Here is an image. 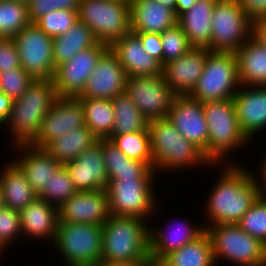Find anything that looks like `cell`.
<instances>
[{
  "mask_svg": "<svg viewBox=\"0 0 266 266\" xmlns=\"http://www.w3.org/2000/svg\"><path fill=\"white\" fill-rule=\"evenodd\" d=\"M109 48L117 56L127 76L162 75L163 66L146 53L140 38L135 33L129 32Z\"/></svg>",
  "mask_w": 266,
  "mask_h": 266,
  "instance_id": "obj_24",
  "label": "cell"
},
{
  "mask_svg": "<svg viewBox=\"0 0 266 266\" xmlns=\"http://www.w3.org/2000/svg\"><path fill=\"white\" fill-rule=\"evenodd\" d=\"M98 141V138L86 126L52 140L44 149L61 165L75 160L87 148Z\"/></svg>",
  "mask_w": 266,
  "mask_h": 266,
  "instance_id": "obj_32",
  "label": "cell"
},
{
  "mask_svg": "<svg viewBox=\"0 0 266 266\" xmlns=\"http://www.w3.org/2000/svg\"><path fill=\"white\" fill-rule=\"evenodd\" d=\"M197 0H176L175 14L178 17L185 11L189 10Z\"/></svg>",
  "mask_w": 266,
  "mask_h": 266,
  "instance_id": "obj_52",
  "label": "cell"
},
{
  "mask_svg": "<svg viewBox=\"0 0 266 266\" xmlns=\"http://www.w3.org/2000/svg\"><path fill=\"white\" fill-rule=\"evenodd\" d=\"M23 237L52 244L59 223V208L36 198L19 212Z\"/></svg>",
  "mask_w": 266,
  "mask_h": 266,
  "instance_id": "obj_25",
  "label": "cell"
},
{
  "mask_svg": "<svg viewBox=\"0 0 266 266\" xmlns=\"http://www.w3.org/2000/svg\"><path fill=\"white\" fill-rule=\"evenodd\" d=\"M130 24L133 33H163L177 23L172 8L159 0H130Z\"/></svg>",
  "mask_w": 266,
  "mask_h": 266,
  "instance_id": "obj_26",
  "label": "cell"
},
{
  "mask_svg": "<svg viewBox=\"0 0 266 266\" xmlns=\"http://www.w3.org/2000/svg\"><path fill=\"white\" fill-rule=\"evenodd\" d=\"M83 106L85 126L98 139H107L114 126L115 115L110 99L78 98Z\"/></svg>",
  "mask_w": 266,
  "mask_h": 266,
  "instance_id": "obj_34",
  "label": "cell"
},
{
  "mask_svg": "<svg viewBox=\"0 0 266 266\" xmlns=\"http://www.w3.org/2000/svg\"><path fill=\"white\" fill-rule=\"evenodd\" d=\"M78 20L91 29L98 42L110 47L131 32L129 1L80 0Z\"/></svg>",
  "mask_w": 266,
  "mask_h": 266,
  "instance_id": "obj_10",
  "label": "cell"
},
{
  "mask_svg": "<svg viewBox=\"0 0 266 266\" xmlns=\"http://www.w3.org/2000/svg\"><path fill=\"white\" fill-rule=\"evenodd\" d=\"M167 119L207 157L209 134L202 102L188 95L175 96Z\"/></svg>",
  "mask_w": 266,
  "mask_h": 266,
  "instance_id": "obj_16",
  "label": "cell"
},
{
  "mask_svg": "<svg viewBox=\"0 0 266 266\" xmlns=\"http://www.w3.org/2000/svg\"><path fill=\"white\" fill-rule=\"evenodd\" d=\"M241 163L219 164V176L205 200V226L237 224L260 197L253 170ZM218 179V180H217Z\"/></svg>",
  "mask_w": 266,
  "mask_h": 266,
  "instance_id": "obj_1",
  "label": "cell"
},
{
  "mask_svg": "<svg viewBox=\"0 0 266 266\" xmlns=\"http://www.w3.org/2000/svg\"><path fill=\"white\" fill-rule=\"evenodd\" d=\"M241 86H266V46L251 36L236 52Z\"/></svg>",
  "mask_w": 266,
  "mask_h": 266,
  "instance_id": "obj_28",
  "label": "cell"
},
{
  "mask_svg": "<svg viewBox=\"0 0 266 266\" xmlns=\"http://www.w3.org/2000/svg\"><path fill=\"white\" fill-rule=\"evenodd\" d=\"M77 191L106 190L108 175L105 168L102 139L87 148L75 160L64 165Z\"/></svg>",
  "mask_w": 266,
  "mask_h": 266,
  "instance_id": "obj_21",
  "label": "cell"
},
{
  "mask_svg": "<svg viewBox=\"0 0 266 266\" xmlns=\"http://www.w3.org/2000/svg\"><path fill=\"white\" fill-rule=\"evenodd\" d=\"M82 126H85V116L81 101L77 97L58 96L30 144L45 148L52 140Z\"/></svg>",
  "mask_w": 266,
  "mask_h": 266,
  "instance_id": "obj_15",
  "label": "cell"
},
{
  "mask_svg": "<svg viewBox=\"0 0 266 266\" xmlns=\"http://www.w3.org/2000/svg\"><path fill=\"white\" fill-rule=\"evenodd\" d=\"M20 214L7 206L0 207V241L8 249L22 239ZM11 244V245H10Z\"/></svg>",
  "mask_w": 266,
  "mask_h": 266,
  "instance_id": "obj_43",
  "label": "cell"
},
{
  "mask_svg": "<svg viewBox=\"0 0 266 266\" xmlns=\"http://www.w3.org/2000/svg\"><path fill=\"white\" fill-rule=\"evenodd\" d=\"M58 97L52 80H34L26 92L13 100L7 128L11 146L30 144L39 134L42 121Z\"/></svg>",
  "mask_w": 266,
  "mask_h": 266,
  "instance_id": "obj_3",
  "label": "cell"
},
{
  "mask_svg": "<svg viewBox=\"0 0 266 266\" xmlns=\"http://www.w3.org/2000/svg\"><path fill=\"white\" fill-rule=\"evenodd\" d=\"M240 86L235 52L210 51L203 73L188 96L202 103L233 99Z\"/></svg>",
  "mask_w": 266,
  "mask_h": 266,
  "instance_id": "obj_9",
  "label": "cell"
},
{
  "mask_svg": "<svg viewBox=\"0 0 266 266\" xmlns=\"http://www.w3.org/2000/svg\"><path fill=\"white\" fill-rule=\"evenodd\" d=\"M13 106V100L0 92V127L8 120Z\"/></svg>",
  "mask_w": 266,
  "mask_h": 266,
  "instance_id": "obj_49",
  "label": "cell"
},
{
  "mask_svg": "<svg viewBox=\"0 0 266 266\" xmlns=\"http://www.w3.org/2000/svg\"><path fill=\"white\" fill-rule=\"evenodd\" d=\"M77 192L71 180L70 173L64 165L50 178L47 187L37 195L38 198L59 208L66 200Z\"/></svg>",
  "mask_w": 266,
  "mask_h": 266,
  "instance_id": "obj_38",
  "label": "cell"
},
{
  "mask_svg": "<svg viewBox=\"0 0 266 266\" xmlns=\"http://www.w3.org/2000/svg\"><path fill=\"white\" fill-rule=\"evenodd\" d=\"M244 11L252 18L266 16V0H238Z\"/></svg>",
  "mask_w": 266,
  "mask_h": 266,
  "instance_id": "obj_47",
  "label": "cell"
},
{
  "mask_svg": "<svg viewBox=\"0 0 266 266\" xmlns=\"http://www.w3.org/2000/svg\"><path fill=\"white\" fill-rule=\"evenodd\" d=\"M34 80L22 67L0 72V92L16 100L26 92Z\"/></svg>",
  "mask_w": 266,
  "mask_h": 266,
  "instance_id": "obj_42",
  "label": "cell"
},
{
  "mask_svg": "<svg viewBox=\"0 0 266 266\" xmlns=\"http://www.w3.org/2000/svg\"><path fill=\"white\" fill-rule=\"evenodd\" d=\"M4 205L2 187L0 185V207Z\"/></svg>",
  "mask_w": 266,
  "mask_h": 266,
  "instance_id": "obj_55",
  "label": "cell"
},
{
  "mask_svg": "<svg viewBox=\"0 0 266 266\" xmlns=\"http://www.w3.org/2000/svg\"><path fill=\"white\" fill-rule=\"evenodd\" d=\"M209 52L207 48L192 47L179 58L163 65L164 80L176 96H186L192 92L203 73Z\"/></svg>",
  "mask_w": 266,
  "mask_h": 266,
  "instance_id": "obj_20",
  "label": "cell"
},
{
  "mask_svg": "<svg viewBox=\"0 0 266 266\" xmlns=\"http://www.w3.org/2000/svg\"><path fill=\"white\" fill-rule=\"evenodd\" d=\"M126 78L124 68L109 48L97 61L83 92L77 98L111 100L116 95L125 93Z\"/></svg>",
  "mask_w": 266,
  "mask_h": 266,
  "instance_id": "obj_17",
  "label": "cell"
},
{
  "mask_svg": "<svg viewBox=\"0 0 266 266\" xmlns=\"http://www.w3.org/2000/svg\"><path fill=\"white\" fill-rule=\"evenodd\" d=\"M20 67V58L14 39L0 38V72Z\"/></svg>",
  "mask_w": 266,
  "mask_h": 266,
  "instance_id": "obj_45",
  "label": "cell"
},
{
  "mask_svg": "<svg viewBox=\"0 0 266 266\" xmlns=\"http://www.w3.org/2000/svg\"><path fill=\"white\" fill-rule=\"evenodd\" d=\"M172 222L171 220L170 224L166 223L168 227L162 229L161 226L157 228L149 223V254L154 266L172 251L194 241L205 231L203 223L195 224L191 221L186 223L185 219H180V222L175 221V224Z\"/></svg>",
  "mask_w": 266,
  "mask_h": 266,
  "instance_id": "obj_19",
  "label": "cell"
},
{
  "mask_svg": "<svg viewBox=\"0 0 266 266\" xmlns=\"http://www.w3.org/2000/svg\"><path fill=\"white\" fill-rule=\"evenodd\" d=\"M89 266H154L151 261H137V262H112V261H99L96 264Z\"/></svg>",
  "mask_w": 266,
  "mask_h": 266,
  "instance_id": "obj_51",
  "label": "cell"
},
{
  "mask_svg": "<svg viewBox=\"0 0 266 266\" xmlns=\"http://www.w3.org/2000/svg\"><path fill=\"white\" fill-rule=\"evenodd\" d=\"M216 266L224 261L234 266H266V245L247 234L238 224L205 226Z\"/></svg>",
  "mask_w": 266,
  "mask_h": 266,
  "instance_id": "obj_6",
  "label": "cell"
},
{
  "mask_svg": "<svg viewBox=\"0 0 266 266\" xmlns=\"http://www.w3.org/2000/svg\"><path fill=\"white\" fill-rule=\"evenodd\" d=\"M156 266H216L208 234L204 231L194 241L165 256Z\"/></svg>",
  "mask_w": 266,
  "mask_h": 266,
  "instance_id": "obj_33",
  "label": "cell"
},
{
  "mask_svg": "<svg viewBox=\"0 0 266 266\" xmlns=\"http://www.w3.org/2000/svg\"><path fill=\"white\" fill-rule=\"evenodd\" d=\"M17 152L12 159L23 171L30 187L38 195L48 181L62 166L44 148L31 144H18L12 147Z\"/></svg>",
  "mask_w": 266,
  "mask_h": 266,
  "instance_id": "obj_23",
  "label": "cell"
},
{
  "mask_svg": "<svg viewBox=\"0 0 266 266\" xmlns=\"http://www.w3.org/2000/svg\"><path fill=\"white\" fill-rule=\"evenodd\" d=\"M155 183L156 179L108 180L106 192L111 215L151 220L159 212Z\"/></svg>",
  "mask_w": 266,
  "mask_h": 266,
  "instance_id": "obj_8",
  "label": "cell"
},
{
  "mask_svg": "<svg viewBox=\"0 0 266 266\" xmlns=\"http://www.w3.org/2000/svg\"><path fill=\"white\" fill-rule=\"evenodd\" d=\"M237 224L266 245V196L260 195Z\"/></svg>",
  "mask_w": 266,
  "mask_h": 266,
  "instance_id": "obj_40",
  "label": "cell"
},
{
  "mask_svg": "<svg viewBox=\"0 0 266 266\" xmlns=\"http://www.w3.org/2000/svg\"><path fill=\"white\" fill-rule=\"evenodd\" d=\"M53 247L64 266H89L102 260V225L59 222Z\"/></svg>",
  "mask_w": 266,
  "mask_h": 266,
  "instance_id": "obj_7",
  "label": "cell"
},
{
  "mask_svg": "<svg viewBox=\"0 0 266 266\" xmlns=\"http://www.w3.org/2000/svg\"><path fill=\"white\" fill-rule=\"evenodd\" d=\"M78 21V10L58 9L41 16L35 24L49 37L65 34Z\"/></svg>",
  "mask_w": 266,
  "mask_h": 266,
  "instance_id": "obj_39",
  "label": "cell"
},
{
  "mask_svg": "<svg viewBox=\"0 0 266 266\" xmlns=\"http://www.w3.org/2000/svg\"><path fill=\"white\" fill-rule=\"evenodd\" d=\"M125 93L148 121L168 118L176 96L163 75L127 76Z\"/></svg>",
  "mask_w": 266,
  "mask_h": 266,
  "instance_id": "obj_13",
  "label": "cell"
},
{
  "mask_svg": "<svg viewBox=\"0 0 266 266\" xmlns=\"http://www.w3.org/2000/svg\"><path fill=\"white\" fill-rule=\"evenodd\" d=\"M7 248L5 247V245L2 244V242L0 241V257L2 259V257L4 258L5 256H2L4 251L6 250Z\"/></svg>",
  "mask_w": 266,
  "mask_h": 266,
  "instance_id": "obj_54",
  "label": "cell"
},
{
  "mask_svg": "<svg viewBox=\"0 0 266 266\" xmlns=\"http://www.w3.org/2000/svg\"><path fill=\"white\" fill-rule=\"evenodd\" d=\"M163 5L175 11L176 0H159Z\"/></svg>",
  "mask_w": 266,
  "mask_h": 266,
  "instance_id": "obj_53",
  "label": "cell"
},
{
  "mask_svg": "<svg viewBox=\"0 0 266 266\" xmlns=\"http://www.w3.org/2000/svg\"><path fill=\"white\" fill-rule=\"evenodd\" d=\"M0 169V185L2 187L4 205L20 212L33 202L37 195L30 187L23 171L12 160H8Z\"/></svg>",
  "mask_w": 266,
  "mask_h": 266,
  "instance_id": "obj_30",
  "label": "cell"
},
{
  "mask_svg": "<svg viewBox=\"0 0 266 266\" xmlns=\"http://www.w3.org/2000/svg\"><path fill=\"white\" fill-rule=\"evenodd\" d=\"M109 46L98 42L94 46L81 50L70 60L55 69L53 84L60 97H78L84 90L100 57Z\"/></svg>",
  "mask_w": 266,
  "mask_h": 266,
  "instance_id": "obj_14",
  "label": "cell"
},
{
  "mask_svg": "<svg viewBox=\"0 0 266 266\" xmlns=\"http://www.w3.org/2000/svg\"><path fill=\"white\" fill-rule=\"evenodd\" d=\"M13 39L23 70L35 80H52L56 69L53 60V38L34 22H30Z\"/></svg>",
  "mask_w": 266,
  "mask_h": 266,
  "instance_id": "obj_12",
  "label": "cell"
},
{
  "mask_svg": "<svg viewBox=\"0 0 266 266\" xmlns=\"http://www.w3.org/2000/svg\"><path fill=\"white\" fill-rule=\"evenodd\" d=\"M141 40L147 54L157 59L163 66V46L158 33H135Z\"/></svg>",
  "mask_w": 266,
  "mask_h": 266,
  "instance_id": "obj_46",
  "label": "cell"
},
{
  "mask_svg": "<svg viewBox=\"0 0 266 266\" xmlns=\"http://www.w3.org/2000/svg\"><path fill=\"white\" fill-rule=\"evenodd\" d=\"M148 132L153 169L157 175L165 173L164 171L169 175L170 171L180 172L181 169L183 171L187 168L207 169V166L209 169L218 170L219 164H212L204 153L186 140L167 118L149 121Z\"/></svg>",
  "mask_w": 266,
  "mask_h": 266,
  "instance_id": "obj_2",
  "label": "cell"
},
{
  "mask_svg": "<svg viewBox=\"0 0 266 266\" xmlns=\"http://www.w3.org/2000/svg\"><path fill=\"white\" fill-rule=\"evenodd\" d=\"M202 105L209 134L207 158L212 164L239 163L231 153L248 147L251 141L240 128L233 99L207 101Z\"/></svg>",
  "mask_w": 266,
  "mask_h": 266,
  "instance_id": "obj_4",
  "label": "cell"
},
{
  "mask_svg": "<svg viewBox=\"0 0 266 266\" xmlns=\"http://www.w3.org/2000/svg\"><path fill=\"white\" fill-rule=\"evenodd\" d=\"M98 41L91 29L78 20L65 34L53 38L55 68L70 60L81 50L90 48Z\"/></svg>",
  "mask_w": 266,
  "mask_h": 266,
  "instance_id": "obj_31",
  "label": "cell"
},
{
  "mask_svg": "<svg viewBox=\"0 0 266 266\" xmlns=\"http://www.w3.org/2000/svg\"><path fill=\"white\" fill-rule=\"evenodd\" d=\"M29 23L26 2L0 0V38H13Z\"/></svg>",
  "mask_w": 266,
  "mask_h": 266,
  "instance_id": "obj_37",
  "label": "cell"
},
{
  "mask_svg": "<svg viewBox=\"0 0 266 266\" xmlns=\"http://www.w3.org/2000/svg\"><path fill=\"white\" fill-rule=\"evenodd\" d=\"M160 38L163 46V65L179 58L192 48L178 23L167 28L160 34Z\"/></svg>",
  "mask_w": 266,
  "mask_h": 266,
  "instance_id": "obj_41",
  "label": "cell"
},
{
  "mask_svg": "<svg viewBox=\"0 0 266 266\" xmlns=\"http://www.w3.org/2000/svg\"><path fill=\"white\" fill-rule=\"evenodd\" d=\"M110 216L106 190L77 191L59 207V222L103 225Z\"/></svg>",
  "mask_w": 266,
  "mask_h": 266,
  "instance_id": "obj_18",
  "label": "cell"
},
{
  "mask_svg": "<svg viewBox=\"0 0 266 266\" xmlns=\"http://www.w3.org/2000/svg\"><path fill=\"white\" fill-rule=\"evenodd\" d=\"M233 101L242 132L254 140L266 129V86H240Z\"/></svg>",
  "mask_w": 266,
  "mask_h": 266,
  "instance_id": "obj_22",
  "label": "cell"
},
{
  "mask_svg": "<svg viewBox=\"0 0 266 266\" xmlns=\"http://www.w3.org/2000/svg\"><path fill=\"white\" fill-rule=\"evenodd\" d=\"M252 36L266 46V16L252 19Z\"/></svg>",
  "mask_w": 266,
  "mask_h": 266,
  "instance_id": "obj_48",
  "label": "cell"
},
{
  "mask_svg": "<svg viewBox=\"0 0 266 266\" xmlns=\"http://www.w3.org/2000/svg\"><path fill=\"white\" fill-rule=\"evenodd\" d=\"M211 27V51L236 52L252 36V18L238 0H217Z\"/></svg>",
  "mask_w": 266,
  "mask_h": 266,
  "instance_id": "obj_11",
  "label": "cell"
},
{
  "mask_svg": "<svg viewBox=\"0 0 266 266\" xmlns=\"http://www.w3.org/2000/svg\"><path fill=\"white\" fill-rule=\"evenodd\" d=\"M109 139L128 158L146 163L153 168L150 136L148 130L109 136Z\"/></svg>",
  "mask_w": 266,
  "mask_h": 266,
  "instance_id": "obj_36",
  "label": "cell"
},
{
  "mask_svg": "<svg viewBox=\"0 0 266 266\" xmlns=\"http://www.w3.org/2000/svg\"><path fill=\"white\" fill-rule=\"evenodd\" d=\"M80 0H29L27 2L30 22H36L50 11L65 9L78 10Z\"/></svg>",
  "mask_w": 266,
  "mask_h": 266,
  "instance_id": "obj_44",
  "label": "cell"
},
{
  "mask_svg": "<svg viewBox=\"0 0 266 266\" xmlns=\"http://www.w3.org/2000/svg\"><path fill=\"white\" fill-rule=\"evenodd\" d=\"M265 158L262 159L264 161L259 165V169L254 172L255 178L258 181L261 195L266 196V155H263ZM259 171V172H258ZM259 173V174H258Z\"/></svg>",
  "mask_w": 266,
  "mask_h": 266,
  "instance_id": "obj_50",
  "label": "cell"
},
{
  "mask_svg": "<svg viewBox=\"0 0 266 266\" xmlns=\"http://www.w3.org/2000/svg\"><path fill=\"white\" fill-rule=\"evenodd\" d=\"M115 121L110 136L148 130L149 121L142 115L132 99L121 93L111 99Z\"/></svg>",
  "mask_w": 266,
  "mask_h": 266,
  "instance_id": "obj_35",
  "label": "cell"
},
{
  "mask_svg": "<svg viewBox=\"0 0 266 266\" xmlns=\"http://www.w3.org/2000/svg\"><path fill=\"white\" fill-rule=\"evenodd\" d=\"M217 0H197L187 11L178 16L177 23L195 48L211 51L212 12Z\"/></svg>",
  "mask_w": 266,
  "mask_h": 266,
  "instance_id": "obj_27",
  "label": "cell"
},
{
  "mask_svg": "<svg viewBox=\"0 0 266 266\" xmlns=\"http://www.w3.org/2000/svg\"><path fill=\"white\" fill-rule=\"evenodd\" d=\"M149 221L111 215L102 225V260L150 261Z\"/></svg>",
  "mask_w": 266,
  "mask_h": 266,
  "instance_id": "obj_5",
  "label": "cell"
},
{
  "mask_svg": "<svg viewBox=\"0 0 266 266\" xmlns=\"http://www.w3.org/2000/svg\"><path fill=\"white\" fill-rule=\"evenodd\" d=\"M102 152L108 180L158 179L153 168L144 162L128 158L109 139H102Z\"/></svg>",
  "mask_w": 266,
  "mask_h": 266,
  "instance_id": "obj_29",
  "label": "cell"
}]
</instances>
